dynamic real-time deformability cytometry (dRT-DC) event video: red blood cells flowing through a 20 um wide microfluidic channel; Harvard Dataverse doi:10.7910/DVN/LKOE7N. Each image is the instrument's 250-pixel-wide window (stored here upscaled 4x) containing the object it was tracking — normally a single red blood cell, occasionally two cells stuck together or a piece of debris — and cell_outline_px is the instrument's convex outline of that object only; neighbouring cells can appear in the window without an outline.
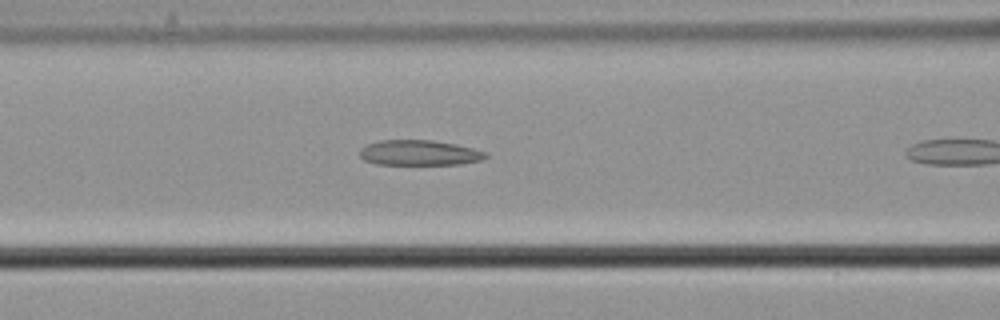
{"species": "common noctule bat (a hibernating species)", "species_latin": "Nyctalus noctula", "temperature_condition": "cold", "stored_images_in_passage": 10, "camera_frame_rate_fps": 3000, "um_per_image_px": 0.085, "animal": {"sex": "male", "body_mass_g": 21.5, "forearm_length_mm": 52.0}, "frame": {"image": 1, "passage_image": 9, "time_ms": 2.667, "image_size_px": [1000, 320], "cell_outline_px": [[488, 156], [484, 160], [460, 164], [376, 164], [364, 160], [360, 156], [360, 148], [368, 144], [380, 140], [432, 140], [456, 144], [488, 152]], "centroid_in_image_um": [35.67, 12.98], "position_along_channel_um": 130.9, "area_um2": 18.61}}